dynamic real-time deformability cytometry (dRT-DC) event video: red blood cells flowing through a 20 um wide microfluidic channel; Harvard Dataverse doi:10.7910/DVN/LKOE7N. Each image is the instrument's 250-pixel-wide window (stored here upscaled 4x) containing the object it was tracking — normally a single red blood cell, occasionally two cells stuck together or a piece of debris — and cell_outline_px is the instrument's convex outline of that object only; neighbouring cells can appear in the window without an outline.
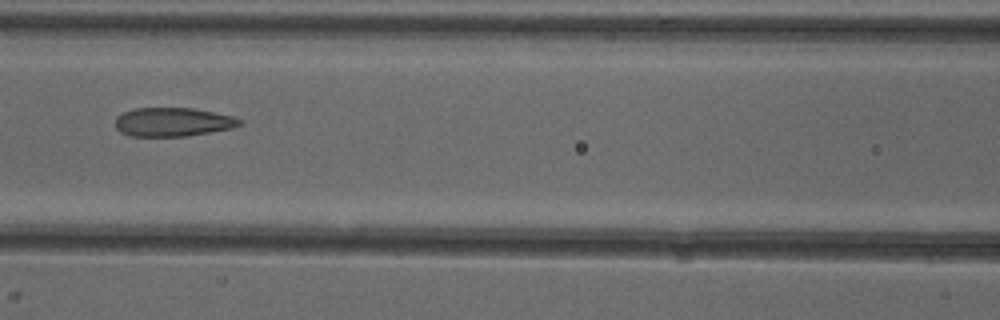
{"species": "common noctule bat (a hibernating species)", "species_latin": "Nyctalus noctula", "temperature_condition": "cold", "stored_images_in_passage": 5, "camera_frame_rate_fps": 3000, "um_per_image_px": 0.085, "animal": {"sex": "female"}, "frame": {"image": 1, "passage_image": 5, "time_ms": 4.667, "image_size_px": [1000, 320], "cell_outline_px": [[244, 124], [232, 128], [188, 136], [128, 136], [120, 132], [116, 128], [116, 116], [124, 112], [136, 108], [192, 108], [232, 116], [244, 120]], "centroid_in_image_um": [14.71, 10.38], "position_along_channel_um": 151.9, "area_um2": 20.92}}